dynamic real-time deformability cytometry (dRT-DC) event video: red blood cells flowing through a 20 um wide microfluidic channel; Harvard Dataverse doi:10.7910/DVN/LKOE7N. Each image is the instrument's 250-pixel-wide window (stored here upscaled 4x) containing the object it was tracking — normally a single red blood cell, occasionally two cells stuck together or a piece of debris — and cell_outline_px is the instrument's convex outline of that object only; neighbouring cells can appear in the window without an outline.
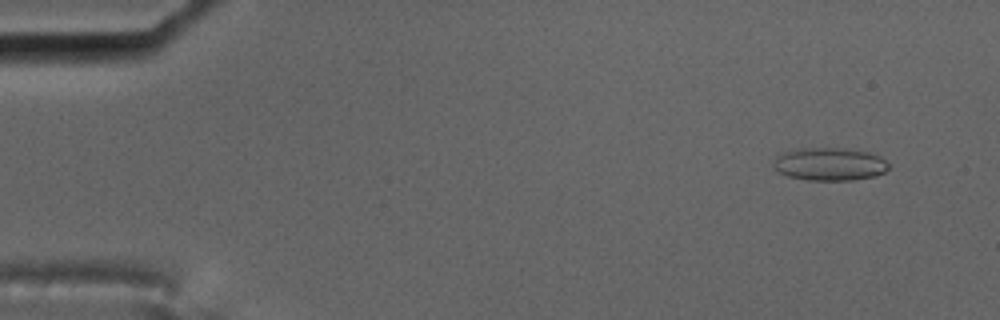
{"species": "common noctule bat (a hibernating species)", "species_latin": "Nyctalus noctula", "temperature_condition": "cold", "stored_images_in_passage": 55, "camera_frame_rate_fps": 3000, "um_per_image_px": 0.085, "animal": {"sex": "male", "body_mass_g": 17.5, "forearm_length_mm": 52.3}, "frame": {"image": 1, "passage_image": 1, "time_ms": 0.0, "image_size_px": [1000, 320], "cell_outline_px": [[888, 168], [884, 172], [876, 176], [852, 180], [808, 180], [788, 176], [780, 172], [772, 164], [776, 156], [784, 152], [796, 148], [844, 148], [868, 152], [880, 156], [888, 164]], "centroid_in_image_um": [70.51, 13.94], "position_along_channel_um": 14.5, "area_um2": 22.08}}
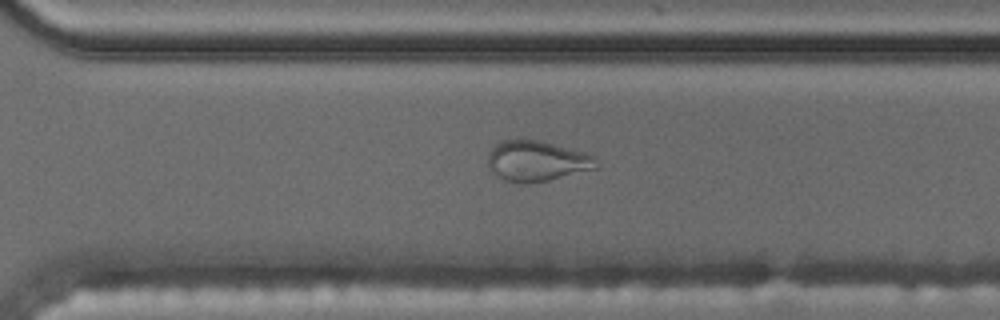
{"frame": {"image": 2, "passage_image": 37, "time_ms": 12.0, "image_size_px": [1000, 320], "cell_outline_px": [[600, 164], [596, 168], [548, 180], [524, 184], [504, 180], [488, 168], [488, 152], [496, 144], [504, 140], [536, 140], [584, 152], [596, 156]], "centroid_in_image_um": [45.63, 13.69], "position_along_channel_um": 325.0, "area_um2": 25.37}}
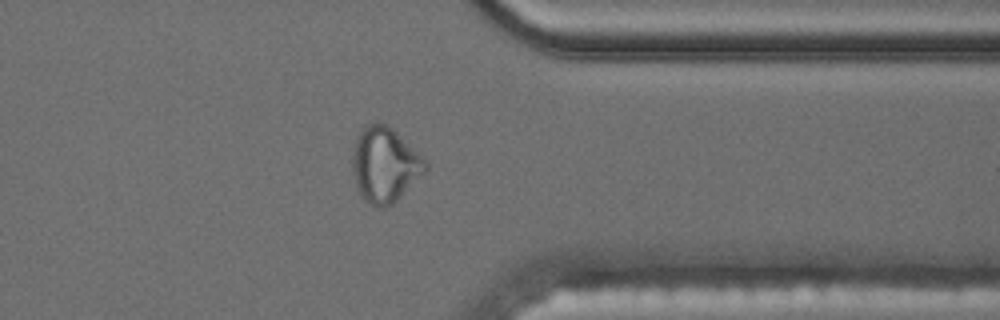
{"frame": {"image": 3, "passage_image": 42, "time_ms": 13.667, "image_size_px": [1000, 320], "cell_outline_px": [[428, 168], [392, 204], [384, 208], [380, 208], [364, 200], [356, 188], [352, 168], [352, 156], [356, 140], [360, 132], [368, 124], [376, 120], [380, 120], [392, 128], [428, 160]], "centroid_in_image_um": [32.7, 13.98], "position_along_channel_um": 378.7, "area_um2": 31.91}}